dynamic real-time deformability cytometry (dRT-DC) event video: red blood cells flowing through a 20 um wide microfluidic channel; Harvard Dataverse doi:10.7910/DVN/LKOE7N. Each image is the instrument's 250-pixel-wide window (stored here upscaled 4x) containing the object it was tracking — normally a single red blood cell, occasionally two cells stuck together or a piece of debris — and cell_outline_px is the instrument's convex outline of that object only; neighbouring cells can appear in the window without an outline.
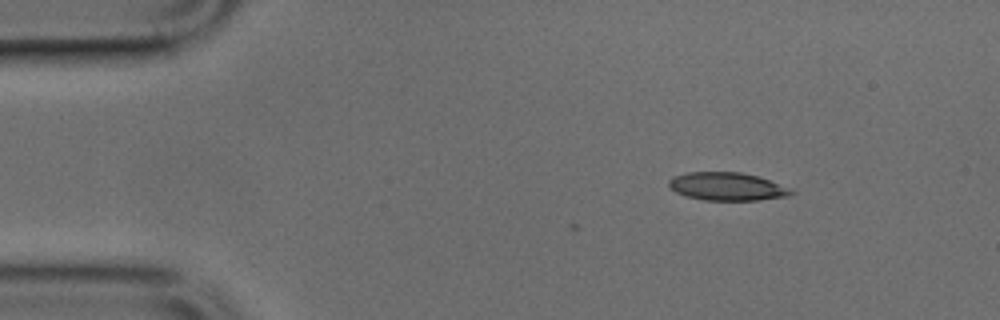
{"species": "common noctule bat (a hibernating species)", "species_latin": "Nyctalus noctula", "temperature_condition": "cold", "stored_images_in_passage": 34, "camera_frame_rate_fps": 3000, "um_per_image_px": 0.085, "animal": {"sex": "male", "body_mass_g": 17.9, "forearm_length_mm": 54.2}, "frame": {"image": 1, "passage_image": 1, "time_ms": 0.0, "image_size_px": [1000, 320], "cell_outline_px": [[796, 192], [788, 196], [760, 200], [704, 200], [684, 196], [676, 192], [668, 184], [668, 180], [672, 176], [688, 172], [740, 172], [756, 176], [768, 180], [788, 188]], "centroid_in_image_um": [61.75, 15.85], "position_along_channel_um": 23.2, "area_um2": 19.88}}
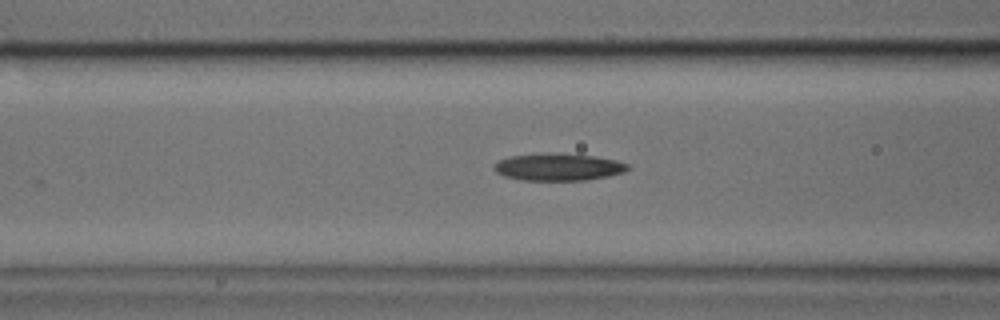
{"frame": {"image": 2, "passage_image": 13, "time_ms": 4.0, "image_size_px": [1000, 320], "cell_outline_px": [[632, 168], [624, 172], [608, 176], [588, 180], [524, 180], [504, 176], [496, 172], [492, 168], [500, 160], [508, 156], [556, 152], [560, 152], [596, 156], [616, 160], [628, 164]], "centroid_in_image_um": [47.5, 14.18], "position_along_channel_um": 119.1, "area_um2": 21.44}}
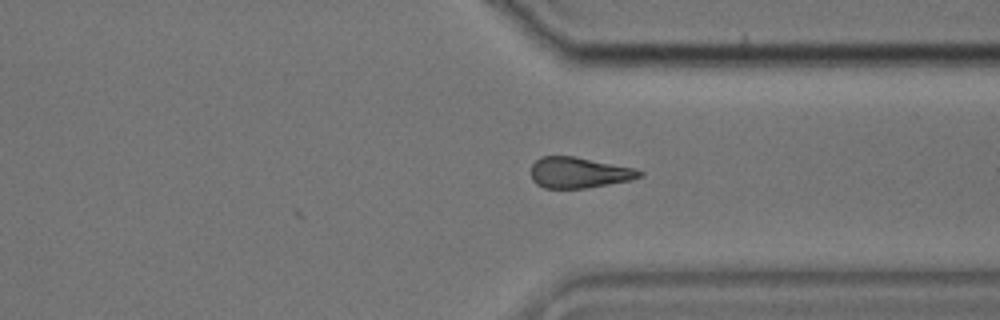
{"frame": {"image": 3, "passage_image": 31, "time_ms": 10.0, "image_size_px": [1000, 320], "cell_outline_px": [[644, 172], [640, 176], [632, 180], [584, 188], [544, 188], [536, 184], [532, 180], [532, 164], [540, 156], [572, 156], [636, 168]], "centroid_in_image_um": [49.2, 14.67], "position_along_channel_um": 362.2, "area_um2": 19.42}}